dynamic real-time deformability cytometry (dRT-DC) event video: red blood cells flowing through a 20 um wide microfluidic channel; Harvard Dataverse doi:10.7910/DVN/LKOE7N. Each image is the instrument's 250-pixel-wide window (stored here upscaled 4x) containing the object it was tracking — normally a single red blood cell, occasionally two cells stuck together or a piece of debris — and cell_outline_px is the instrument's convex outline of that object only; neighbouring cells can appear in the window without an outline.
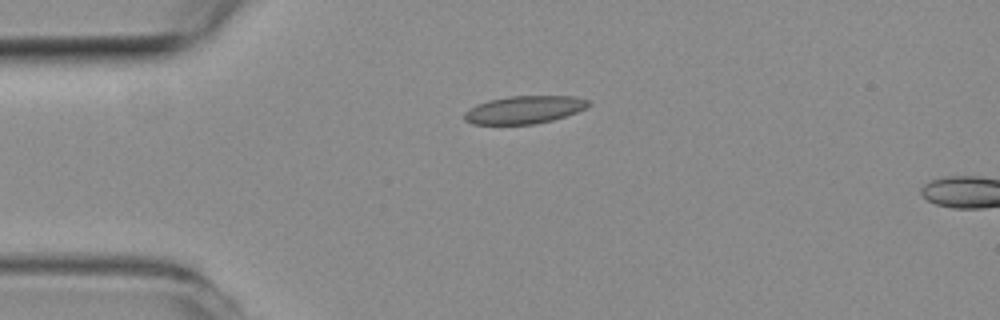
{"species": "common noctule bat (a hibernating species)", "species_latin": "Nyctalus noctula", "temperature_condition": "room temperature", "stored_images_in_passage": 34, "camera_frame_rate_fps": 3000, "um_per_image_px": 0.085, "animal": {"sex": "female", "body_mass_g": 19.3, "forearm_length_mm": 54.1}, "frame": {"image": 1, "passage_image": 1, "time_ms": 0.0, "image_size_px": [1000, 320], "cell_outline_px": [[592, 104], [576, 112], [552, 120], [532, 124], [472, 124], [464, 120], [464, 112], [476, 104], [488, 100], [508, 96], [572, 96], [588, 100]], "centroid_in_image_um": [44.52, 9.32], "position_along_channel_um": 40.5, "area_um2": 20.0}}
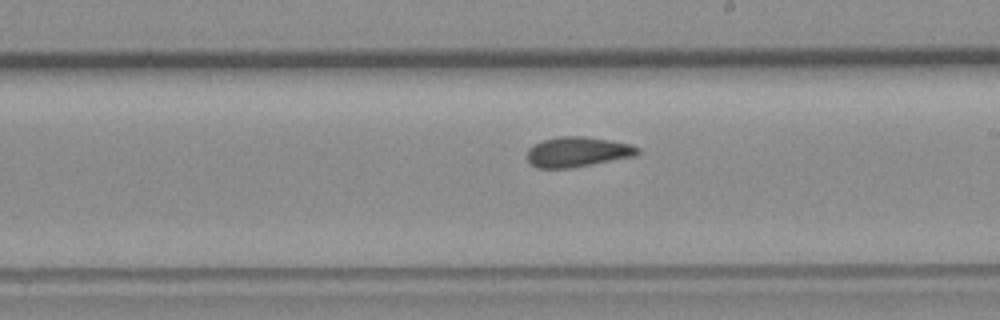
{"frame": {"image": 2, "passage_image": 18, "time_ms": 5.667, "image_size_px": [1000, 320], "cell_outline_px": [[640, 152], [636, 156], [572, 168], [536, 168], [528, 160], [528, 148], [532, 144], [544, 140], [560, 136], [584, 136], [608, 140], [628, 144], [640, 148]], "centroid_in_image_um": [49.09, 12.92], "position_along_channel_um": 239.9, "area_um2": 19.36}}
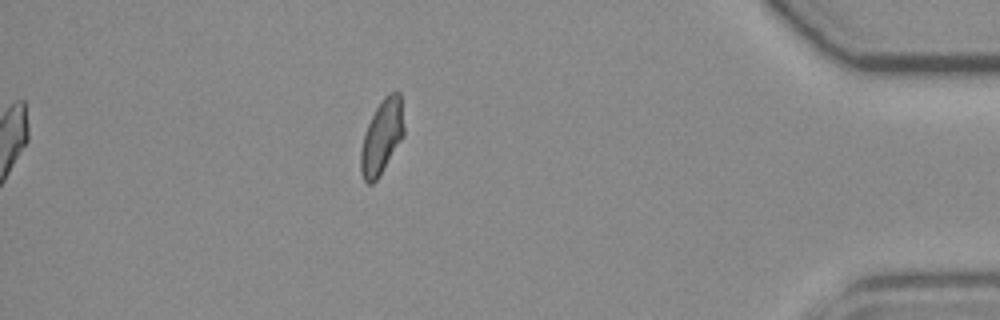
{"frame": {"image": 3, "passage_image": 34, "time_ms": 11.0, "image_size_px": [1000, 320], "cell_outline_px": [[404, 136], [376, 180], [372, 184], [368, 184], [364, 180], [360, 172], [360, 152], [364, 136], [368, 124], [380, 100], [388, 92], [396, 88], [400, 92], [404, 128]], "centroid_in_image_um": [32.46, 11.58], "position_along_channel_um": 402.7, "area_um2": 18.73}, "authors_computed_cell_mechanics": {"area_um2": 19.2474, "velocity_mm_per_s": 3.9581, "shape_relaxation_time_tau1_ms": null, "shape_relaxation_time_tau2_ms": 2.4592, "deformation_change_tau1": null, "deformation_change_tau2": 0.0479}}